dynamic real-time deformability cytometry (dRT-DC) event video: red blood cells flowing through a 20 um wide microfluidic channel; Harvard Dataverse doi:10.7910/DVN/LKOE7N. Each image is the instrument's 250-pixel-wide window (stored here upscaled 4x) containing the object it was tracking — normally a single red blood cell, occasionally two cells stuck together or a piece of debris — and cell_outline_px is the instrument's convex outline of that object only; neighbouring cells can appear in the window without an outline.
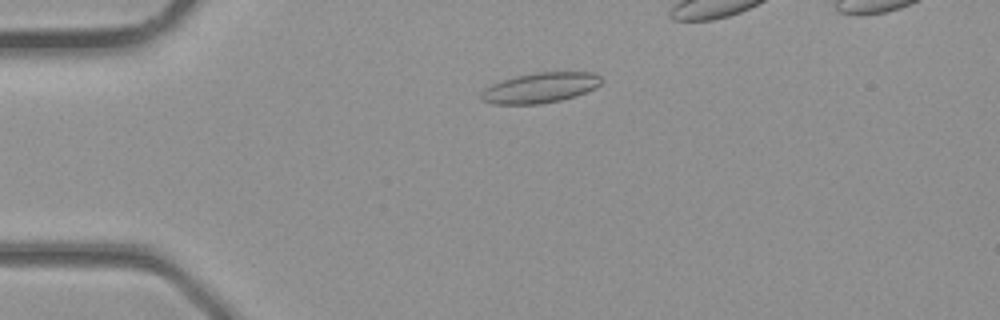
{"species": "common noctule bat (a hibernating species)", "species_latin": "Nyctalus noctula", "temperature_condition": "room temperature", "stored_images_in_passage": 4, "camera_frame_rate_fps": 3000, "um_per_image_px": 0.085, "animal": {"sex": "male", "body_mass_g": 23.1, "forearm_length_mm": 52.7}, "frame": {"image": 1, "passage_image": 4, "time_ms": 1.0, "image_size_px": [1000, 320], "cell_outline_px": [[604, 80], [596, 88], [576, 96], [560, 100], [540, 104], [492, 104], [480, 100], [480, 92], [484, 88], [492, 84], [516, 76], [536, 72], [596, 72]], "centroid_in_image_um": [45.93, 7.46], "position_along_channel_um": 39.1, "area_um2": 21.39}}